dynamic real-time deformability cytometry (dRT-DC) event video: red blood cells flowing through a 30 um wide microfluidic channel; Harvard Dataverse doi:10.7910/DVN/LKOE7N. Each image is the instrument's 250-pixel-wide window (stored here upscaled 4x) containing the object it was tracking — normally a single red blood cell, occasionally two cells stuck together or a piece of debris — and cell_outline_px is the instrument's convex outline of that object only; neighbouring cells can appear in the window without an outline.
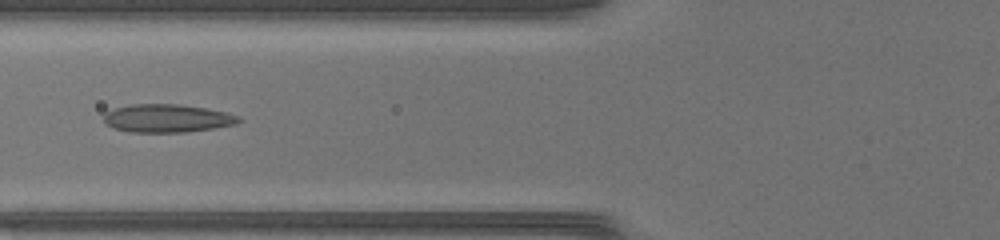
{"species": "common noctule bat (a hibernating species)", "species_latin": "Nyctalus noctula", "temperature_condition": "warm", "stored_images_in_passage": 32, "camera_frame_rate_fps": 3000, "um_per_image_px": 0.085, "animal": {"sex": "female", "body_mass_g": 17.0, "forearm_length_mm": 48.0}, "frame": {"image": 1, "passage_image": 5, "time_ms": 1.333, "image_size_px": [1000, 240], "cell_outline_px": [[244, 120], [236, 124], [216, 128], [184, 132], [128, 132], [112, 128], [104, 120], [104, 112], [116, 108], [132, 104], [180, 104], [204, 108], [224, 112], [240, 116]], "centroid_in_image_um": [14.22, 10.06], "position_along_channel_um": 111.6, "area_um2": 22.2}}
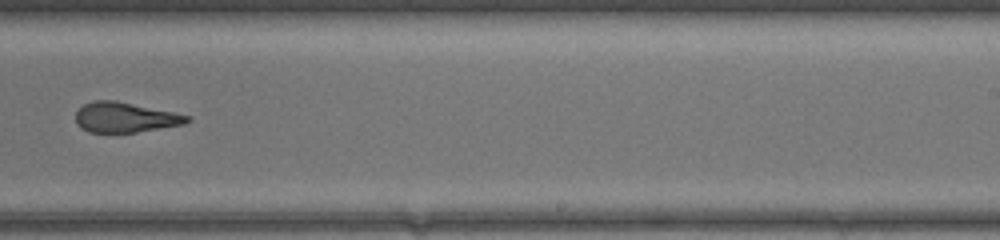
{"frame": {"image": 2, "passage_image": 16, "time_ms": 5.0, "image_size_px": [1000, 240], "cell_outline_px": [[192, 120], [184, 124], [136, 132], [88, 132], [80, 128], [76, 124], [76, 112], [84, 104], [96, 100], [116, 100], [192, 116]], "centroid_in_image_um": [10.64, 9.97], "position_along_channel_um": 278.4, "area_um2": 19.54}}
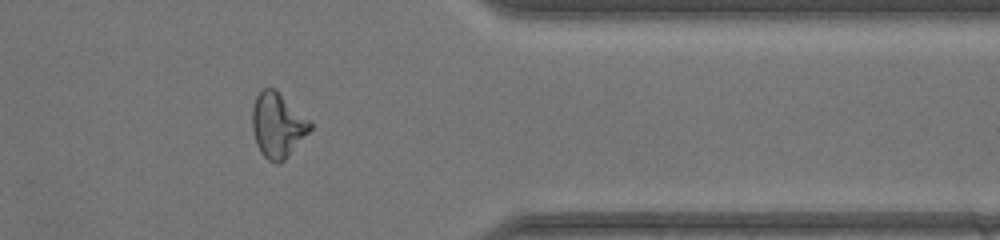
{"frame": {"image": 3, "passage_image": 24, "time_ms": 7.667, "image_size_px": [1000, 240], "cell_outline_px": [[312, 128], [288, 156], [280, 164], [276, 164], [268, 160], [260, 152], [256, 144], [252, 128], [252, 108], [256, 96], [264, 88], [276, 88], [312, 120]], "centroid_in_image_um": [23.61, 10.62], "position_along_channel_um": 387.8, "area_um2": 22.25}}